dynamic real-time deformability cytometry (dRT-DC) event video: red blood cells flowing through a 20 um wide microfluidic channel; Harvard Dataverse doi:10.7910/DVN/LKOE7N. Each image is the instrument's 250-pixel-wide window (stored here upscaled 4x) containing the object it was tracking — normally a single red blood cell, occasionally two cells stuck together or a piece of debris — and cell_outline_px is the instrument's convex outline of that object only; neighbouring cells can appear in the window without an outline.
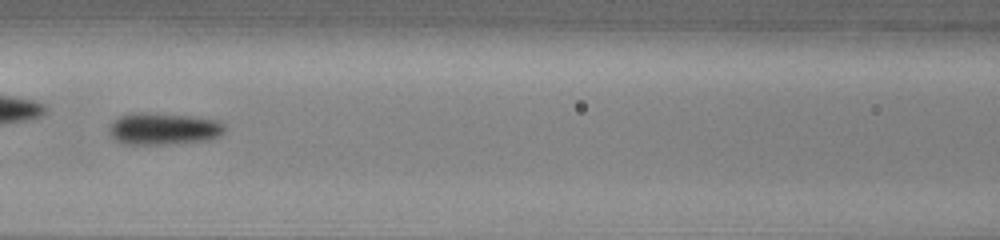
{"species": "common noctule bat (a hibernating species)", "species_latin": "Nyctalus noctula", "temperature_condition": "warm", "stored_images_in_passage": 48, "camera_frame_rate_fps": 3000, "um_per_image_px": 0.085, "animal": {"sex": "male", "body_mass_g": 13.0, "forearm_length_mm": 53.1}, "frame": {"image": 1, "passage_image": 21, "time_ms": 6.667, "image_size_px": [1000, 240], "cell_outline_px": [[224, 132], [220, 136], [208, 140], [168, 144], [120, 144], [112, 136], [108, 128], [120, 116], [136, 112], [140, 112], [188, 116], [216, 120], [224, 124]], "centroid_in_image_um": [13.9, 10.96], "position_along_channel_um": 152.7, "area_um2": 21.27}, "authors_computed_cell_mechanics": {"area_um2": 19.4208, "velocity_mm_per_s": 4.1135, "shape_relaxation_time_tau1_ms": 3.4603, "shape_relaxation_time_tau2_ms": 6.6765, "deformation_change_tau1": 0.1183, "deformation_change_tau2": 0.1136}}